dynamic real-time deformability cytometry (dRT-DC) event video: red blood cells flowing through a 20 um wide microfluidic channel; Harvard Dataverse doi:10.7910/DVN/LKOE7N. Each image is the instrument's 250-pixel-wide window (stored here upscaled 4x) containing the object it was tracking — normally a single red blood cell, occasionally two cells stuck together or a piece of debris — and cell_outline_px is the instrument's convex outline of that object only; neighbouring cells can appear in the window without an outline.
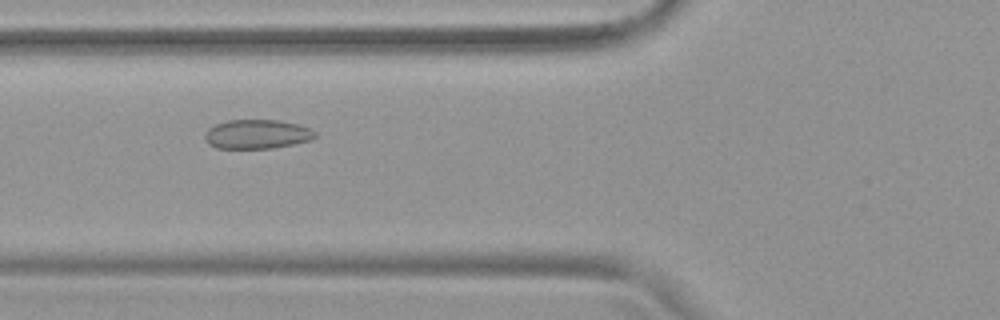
{"species": "common noctule bat (a hibernating species)", "species_latin": "Nyctalus noctula", "temperature_condition": "warm", "stored_images_in_passage": 53, "camera_frame_rate_fps": 3000, "um_per_image_px": 0.085, "animal": {"sex": "female", "body_mass_g": 19.9}, "frame": {"image": 1, "passage_image": 20, "time_ms": 6.333, "image_size_px": [1000, 320], "cell_outline_px": [[316, 136], [312, 140], [272, 148], [216, 148], [208, 144], [204, 140], [204, 132], [208, 128], [216, 124], [228, 120], [280, 120], [296, 124], [308, 128], [316, 132]], "centroid_in_image_um": [21.8, 11.4], "position_along_channel_um": 104.0, "area_um2": 18.79}}
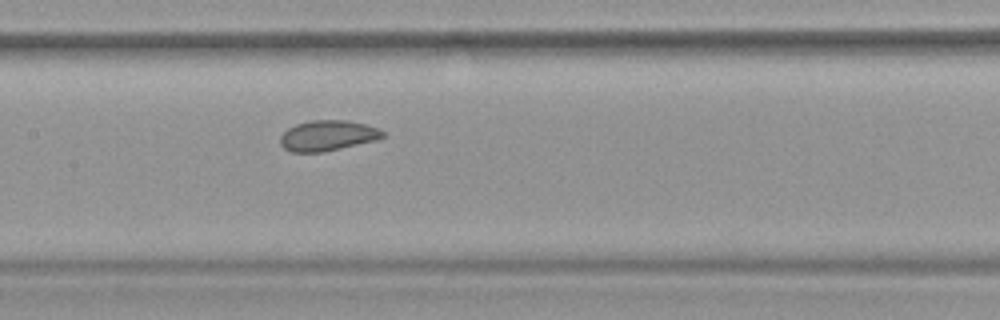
{"frame": {"image": 2, "passage_image": 26, "time_ms": 8.333, "image_size_px": [1000, 320], "cell_outline_px": [[384, 136], [376, 140], [324, 152], [292, 152], [284, 148], [280, 144], [280, 136], [288, 128], [296, 124], [312, 120], [348, 120], [364, 124], [376, 128], [384, 132]], "centroid_in_image_um": [27.82, 11.53], "position_along_channel_um": 179.6, "area_um2": 18.09}}
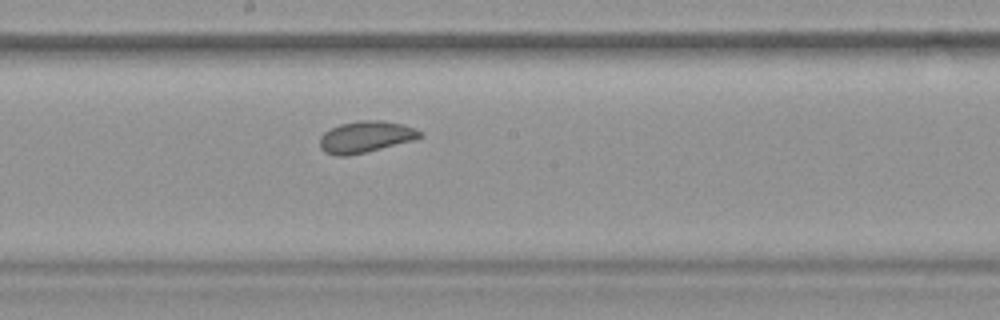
{"frame": {"image": 3, "passage_image": 29, "time_ms": 9.333, "image_size_px": [1000, 320], "cell_outline_px": [[424, 136], [416, 140], [348, 156], [336, 156], [324, 152], [320, 148], [320, 136], [324, 132], [340, 124], [356, 120], [380, 120], [404, 124], [416, 128]], "centroid_in_image_um": [31.09, 11.63], "position_along_channel_um": 217.1, "area_um2": 18.61}, "authors_computed_cell_mechanics": {"area_um2": 20.6346, "velocity_mm_per_s": 3.783, "shape_relaxation_time_tau1_ms": 11.3392, "shape_relaxation_time_tau2_ms": 1.9435, "deformation_change_tau1": 0.1119, "deformation_change_tau2": 0.0627}}